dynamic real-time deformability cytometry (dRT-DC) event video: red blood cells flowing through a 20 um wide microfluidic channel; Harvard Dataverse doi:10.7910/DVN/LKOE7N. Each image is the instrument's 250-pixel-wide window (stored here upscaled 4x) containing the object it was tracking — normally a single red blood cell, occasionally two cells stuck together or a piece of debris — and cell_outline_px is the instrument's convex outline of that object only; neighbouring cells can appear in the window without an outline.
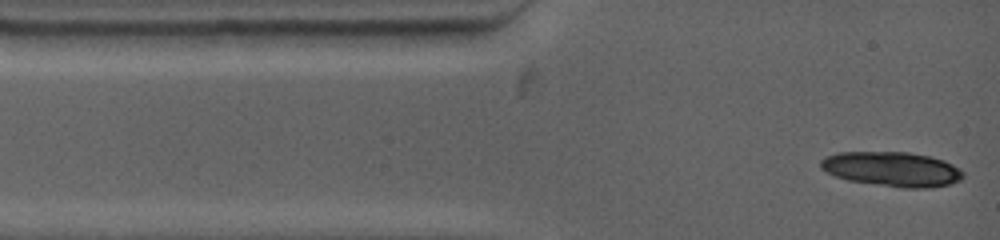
{"species": "common noctule bat (a hibernating species)", "species_latin": "Nyctalus noctula", "temperature_condition": "warm", "stored_images_in_passage": 7, "camera_frame_rate_fps": 4500, "um_per_image_px": 0.085, "animal": {"sex": "female", "body_mass_g": 19.0, "forearm_length_mm": 53.3}, "frame": {"image": 1, "passage_image": 1, "time_ms": 0.0, "image_size_px": [1000, 240], "cell_outline_px": [[964, 176], [960, 180], [948, 184], [928, 188], [900, 188], [848, 180], [836, 176], [820, 168], [820, 160], [824, 156], [836, 152], [908, 152], [932, 156], [944, 160], [960, 168], [964, 172]], "centroid_in_image_um": [75.83, 14.37], "position_along_channel_um": 9.2, "area_um2": 29.02}}